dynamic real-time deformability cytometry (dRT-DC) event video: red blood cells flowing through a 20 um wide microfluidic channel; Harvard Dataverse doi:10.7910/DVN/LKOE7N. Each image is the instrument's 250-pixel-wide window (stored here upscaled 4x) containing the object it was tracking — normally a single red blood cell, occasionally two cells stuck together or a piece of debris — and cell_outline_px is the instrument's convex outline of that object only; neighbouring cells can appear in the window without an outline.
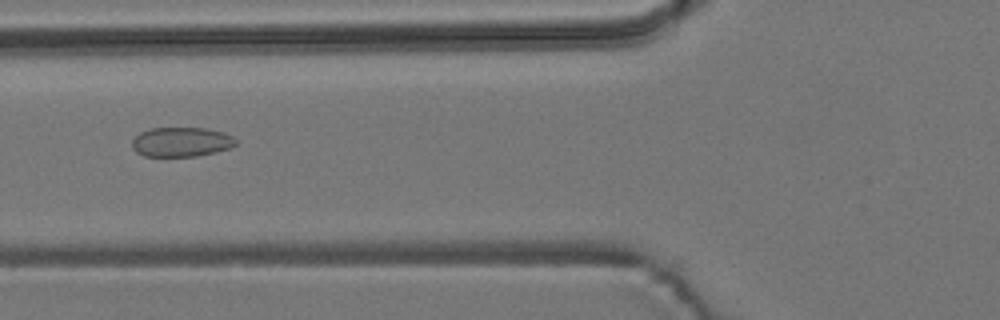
{"species": "common noctule bat (a hibernating species)", "species_latin": "Nyctalus noctula", "temperature_condition": "room temperature", "stored_images_in_passage": 8, "camera_frame_rate_fps": 3000, "um_per_image_px": 0.085, "animal": {"sex": "male", "body_mass_g": 19.2, "forearm_length_mm": 51.8}, "frame": {"image": 1, "passage_image": 6, "time_ms": 6.667, "image_size_px": [1000, 320], "cell_outline_px": [[236, 144], [228, 148], [196, 156], [144, 156], [136, 152], [132, 148], [132, 140], [140, 132], [152, 128], [204, 128], [224, 132], [232, 136], [236, 140]], "centroid_in_image_um": [15.38, 12.06], "position_along_channel_um": 110.4, "area_um2": 17.69}}
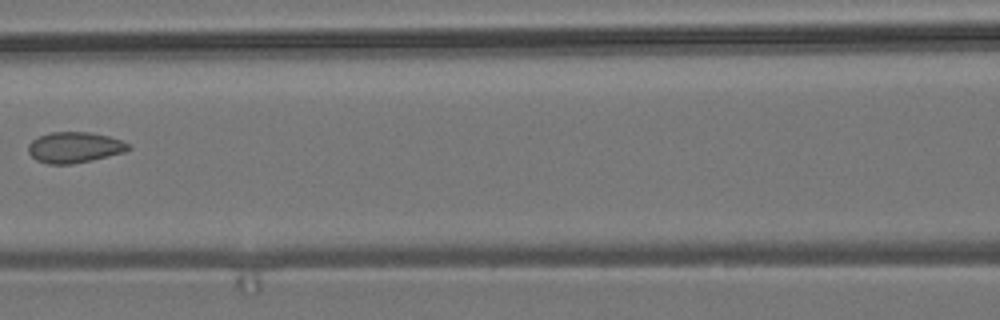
{"frame": {"image": 2, "passage_image": 7, "time_ms": 8.0, "image_size_px": [1000, 320], "cell_outline_px": [[132, 148], [124, 152], [92, 160], [72, 164], [48, 164], [36, 160], [28, 152], [28, 144], [32, 140], [40, 136], [52, 132], [88, 132], [108, 136], [120, 140], [128, 144]], "centroid_in_image_um": [6.32, 12.53], "position_along_channel_um": 160.3, "area_um2": 17.86}}
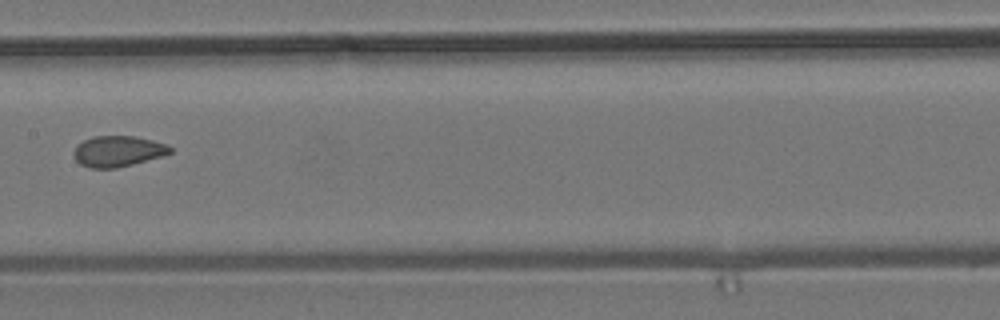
{"frame": {"image": 3, "passage_image": 8, "time_ms": 9.0, "image_size_px": [1000, 320], "cell_outline_px": [[172, 152], [160, 156], [132, 164], [116, 168], [88, 168], [80, 164], [76, 160], [72, 152], [84, 140], [92, 136], [136, 136], [168, 144], [172, 148]], "centroid_in_image_um": [10.02, 12.85], "position_along_channel_um": 197.4, "area_um2": 17.22}}